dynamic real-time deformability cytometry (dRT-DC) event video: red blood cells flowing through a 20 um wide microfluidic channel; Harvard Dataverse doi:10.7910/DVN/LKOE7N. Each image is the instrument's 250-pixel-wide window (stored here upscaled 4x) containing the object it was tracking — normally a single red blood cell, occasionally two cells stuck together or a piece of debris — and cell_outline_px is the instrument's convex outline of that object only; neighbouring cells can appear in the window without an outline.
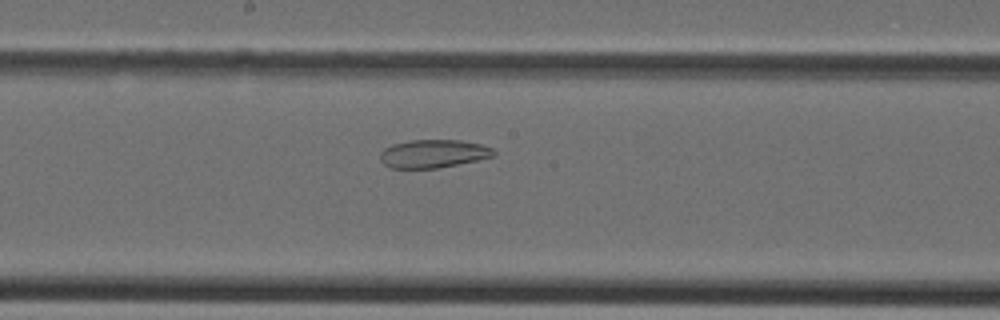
{"species": "Egyptian fruit bat (a non-hibernating species)", "species_latin": "Rousettus aegyptiacus", "temperature_condition": "cold", "stored_images_in_passage": 37, "camera_frame_rate_fps": 3000, "um_per_image_px": 0.085, "animal": {"sex": "female"}, "frame": {"image": 1, "passage_image": 21, "time_ms": 6.667, "image_size_px": [1000, 320], "cell_outline_px": [[496, 156], [436, 168], [392, 168], [384, 164], [380, 160], [380, 152], [384, 148], [392, 144], [412, 140], [460, 140], [480, 144], [492, 148], [496, 152]], "centroid_in_image_um": [36.82, 13.06], "position_along_channel_um": 211.4, "area_um2": 18.55}}
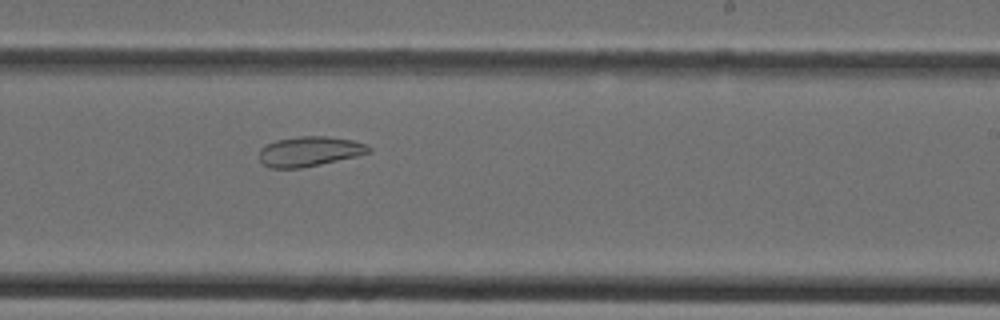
{"frame": {"image": 2, "passage_image": 24, "time_ms": 7.667, "image_size_px": [1000, 320], "cell_outline_px": [[372, 152], [356, 156], [320, 164], [300, 168], [268, 168], [260, 160], [260, 148], [276, 140], [300, 136], [328, 136], [352, 140], [368, 144], [372, 148]], "centroid_in_image_um": [26.34, 12.86], "position_along_channel_um": 262.7, "area_um2": 19.07}}
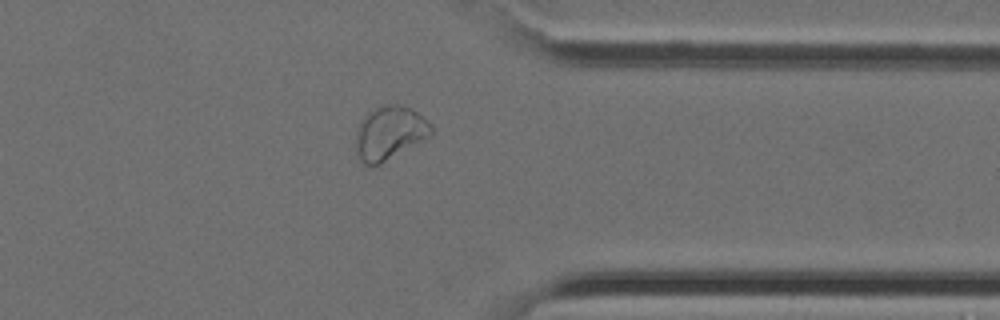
{"frame": {"image": 3, "passage_image": 31, "time_ms": 10.0, "image_size_px": [1000, 320], "cell_outline_px": [[432, 132], [428, 136], [380, 164], [364, 164], [360, 160], [356, 152], [356, 132], [360, 120], [368, 112], [376, 108], [388, 104], [400, 104], [412, 108], [428, 120], [432, 128]], "centroid_in_image_um": [33.09, 11.27], "position_along_channel_um": 378.3, "area_um2": 23.18}}